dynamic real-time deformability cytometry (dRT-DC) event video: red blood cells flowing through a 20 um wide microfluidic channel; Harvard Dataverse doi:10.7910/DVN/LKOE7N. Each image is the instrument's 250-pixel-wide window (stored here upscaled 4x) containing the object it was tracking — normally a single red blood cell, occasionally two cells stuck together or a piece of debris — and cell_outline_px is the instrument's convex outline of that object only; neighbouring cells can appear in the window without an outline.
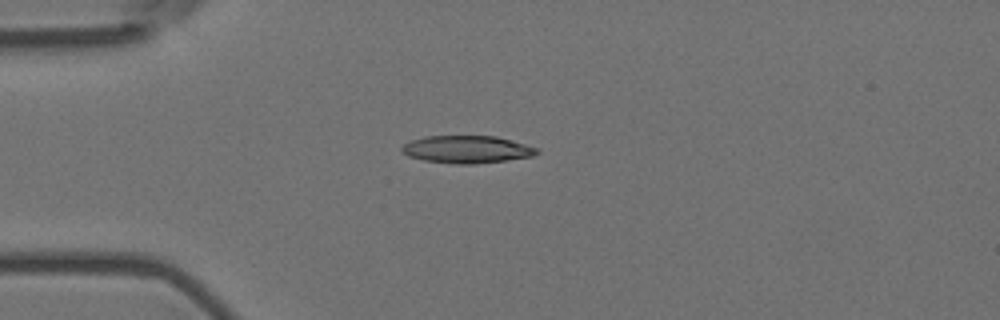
{"species": "Egyptian fruit bat (a non-hibernating species)", "species_latin": "Rousettus aegyptiacus", "temperature_condition": "room temperature", "stored_images_in_passage": 8, "camera_frame_rate_fps": 3000, "um_per_image_px": 0.085, "animal": {"sex": "female"}, "frame": {"image": 1, "passage_image": 1, "time_ms": 0.0, "image_size_px": [1000, 320], "cell_outline_px": [[540, 152], [532, 156], [508, 160], [476, 164], [456, 164], [424, 160], [408, 156], [400, 152], [400, 148], [404, 144], [412, 140], [424, 136], [496, 136], [540, 148]], "centroid_in_image_um": [39.69, 12.7], "position_along_channel_um": 45.3, "area_um2": 21.79}}
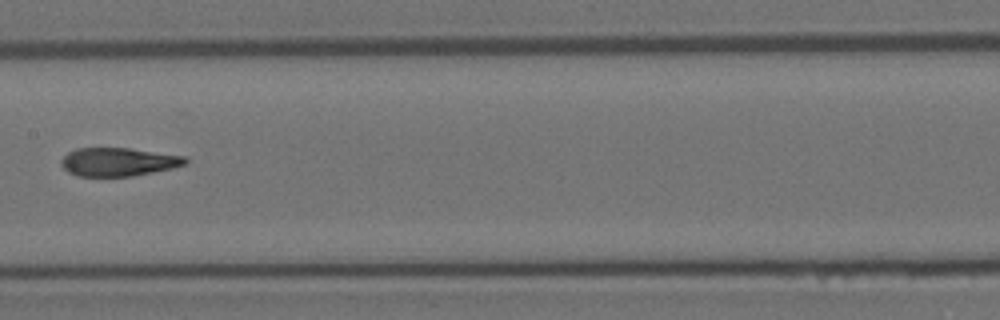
{"frame": {"image": 2, "passage_image": 5, "time_ms": 1.333, "image_size_px": [1000, 320], "cell_outline_px": [[188, 160], [184, 164], [172, 168], [132, 176], [76, 176], [68, 172], [60, 164], [60, 160], [68, 152], [76, 148], [128, 148], [184, 156]], "centroid_in_image_um": [10.0, 13.76], "position_along_channel_um": 197.4, "area_um2": 20.4}}
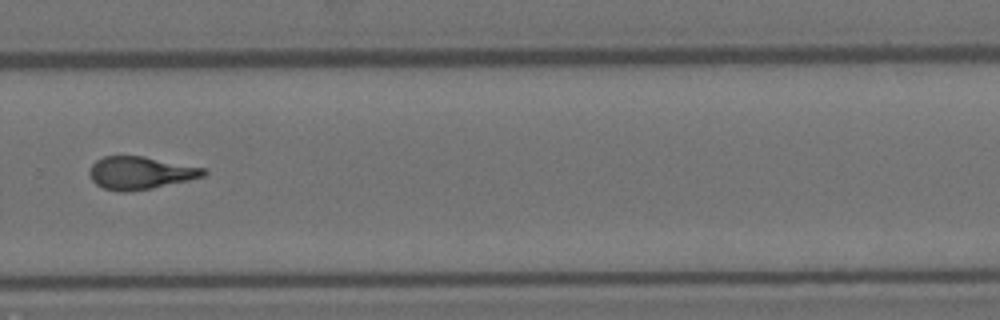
{"frame": {"image": 3, "passage_image": 8, "time_ms": 2.333, "image_size_px": [1000, 320], "cell_outline_px": [[208, 172], [204, 176], [188, 180], [152, 188], [124, 192], [120, 192], [104, 188], [96, 184], [92, 180], [88, 172], [92, 164], [96, 160], [104, 156], [144, 156], [208, 168]], "centroid_in_image_um": [11.95, 14.68], "position_along_channel_um": 317.9, "area_um2": 21.85}}